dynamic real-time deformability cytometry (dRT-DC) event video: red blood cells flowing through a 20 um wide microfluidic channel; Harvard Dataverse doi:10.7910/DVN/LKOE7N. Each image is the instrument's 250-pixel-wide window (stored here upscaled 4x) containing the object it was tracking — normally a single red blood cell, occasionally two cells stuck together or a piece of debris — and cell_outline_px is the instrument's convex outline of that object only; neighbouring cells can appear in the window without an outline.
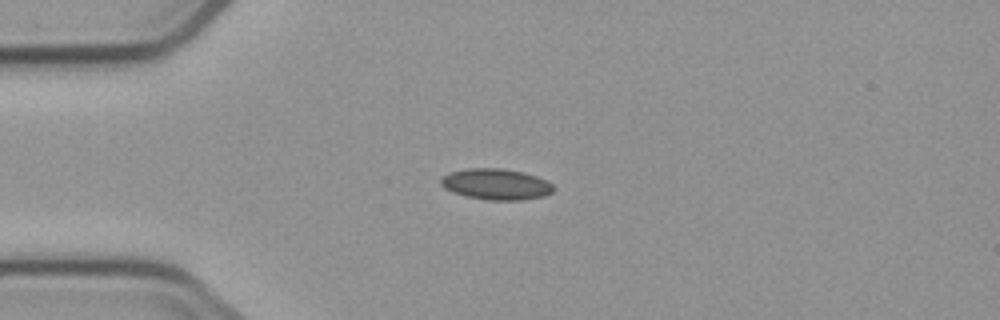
{"species": "common noctule bat (a hibernating species)", "species_latin": "Nyctalus noctula", "temperature_condition": "cold", "stored_images_in_passage": 3, "camera_frame_rate_fps": 3000, "um_per_image_px": 0.085, "animal": {"sex": "male", "body_mass_g": 23.1, "forearm_length_mm": 52.7}, "frame": {"image": 1, "passage_image": 3, "time_ms": 3.0, "image_size_px": [1000, 320], "cell_outline_px": [[556, 188], [552, 192], [544, 196], [520, 200], [488, 200], [464, 196], [452, 192], [444, 188], [440, 184], [440, 176], [448, 172], [464, 168], [500, 168], [524, 172], [548, 180]], "centroid_in_image_um": [42.13, 15.65], "position_along_channel_um": 42.9, "area_um2": 20.75}}